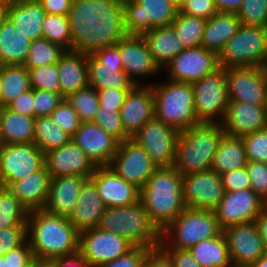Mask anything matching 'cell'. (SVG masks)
I'll return each mask as SVG.
<instances>
[{"mask_svg":"<svg viewBox=\"0 0 267 267\" xmlns=\"http://www.w3.org/2000/svg\"><path fill=\"white\" fill-rule=\"evenodd\" d=\"M88 179L89 177L78 175L51 178L49 193L42 210L69 218L81 188Z\"/></svg>","mask_w":267,"mask_h":267,"instance_id":"obj_27","label":"cell"},{"mask_svg":"<svg viewBox=\"0 0 267 267\" xmlns=\"http://www.w3.org/2000/svg\"><path fill=\"white\" fill-rule=\"evenodd\" d=\"M31 43L6 16L0 25V66L24 65Z\"/></svg>","mask_w":267,"mask_h":267,"instance_id":"obj_33","label":"cell"},{"mask_svg":"<svg viewBox=\"0 0 267 267\" xmlns=\"http://www.w3.org/2000/svg\"><path fill=\"white\" fill-rule=\"evenodd\" d=\"M105 208L95 184L88 179L82 186L74 209L68 219L76 230L81 233L98 227Z\"/></svg>","mask_w":267,"mask_h":267,"instance_id":"obj_28","label":"cell"},{"mask_svg":"<svg viewBox=\"0 0 267 267\" xmlns=\"http://www.w3.org/2000/svg\"><path fill=\"white\" fill-rule=\"evenodd\" d=\"M44 166V153L34 143L0 145V181L4 187Z\"/></svg>","mask_w":267,"mask_h":267,"instance_id":"obj_12","label":"cell"},{"mask_svg":"<svg viewBox=\"0 0 267 267\" xmlns=\"http://www.w3.org/2000/svg\"><path fill=\"white\" fill-rule=\"evenodd\" d=\"M254 223L267 252V204L263 206Z\"/></svg>","mask_w":267,"mask_h":267,"instance_id":"obj_63","label":"cell"},{"mask_svg":"<svg viewBox=\"0 0 267 267\" xmlns=\"http://www.w3.org/2000/svg\"><path fill=\"white\" fill-rule=\"evenodd\" d=\"M112 1L117 2V3L121 4V5H124V4H126L127 2H129L131 0H112Z\"/></svg>","mask_w":267,"mask_h":267,"instance_id":"obj_69","label":"cell"},{"mask_svg":"<svg viewBox=\"0 0 267 267\" xmlns=\"http://www.w3.org/2000/svg\"><path fill=\"white\" fill-rule=\"evenodd\" d=\"M30 267H57V261L56 259L34 257Z\"/></svg>","mask_w":267,"mask_h":267,"instance_id":"obj_65","label":"cell"},{"mask_svg":"<svg viewBox=\"0 0 267 267\" xmlns=\"http://www.w3.org/2000/svg\"><path fill=\"white\" fill-rule=\"evenodd\" d=\"M247 161L267 163V128L242 137Z\"/></svg>","mask_w":267,"mask_h":267,"instance_id":"obj_48","label":"cell"},{"mask_svg":"<svg viewBox=\"0 0 267 267\" xmlns=\"http://www.w3.org/2000/svg\"><path fill=\"white\" fill-rule=\"evenodd\" d=\"M180 132L155 117L147 122L131 139L143 147L158 167H172Z\"/></svg>","mask_w":267,"mask_h":267,"instance_id":"obj_11","label":"cell"},{"mask_svg":"<svg viewBox=\"0 0 267 267\" xmlns=\"http://www.w3.org/2000/svg\"><path fill=\"white\" fill-rule=\"evenodd\" d=\"M152 86L135 84L121 107L120 115L124 131L132 137L147 122L154 118Z\"/></svg>","mask_w":267,"mask_h":267,"instance_id":"obj_25","label":"cell"},{"mask_svg":"<svg viewBox=\"0 0 267 267\" xmlns=\"http://www.w3.org/2000/svg\"><path fill=\"white\" fill-rule=\"evenodd\" d=\"M178 10L168 0H131L123 5L127 35L142 36L153 28L171 26Z\"/></svg>","mask_w":267,"mask_h":267,"instance_id":"obj_10","label":"cell"},{"mask_svg":"<svg viewBox=\"0 0 267 267\" xmlns=\"http://www.w3.org/2000/svg\"><path fill=\"white\" fill-rule=\"evenodd\" d=\"M49 116L59 128L71 137L75 134L81 123L77 112L72 108L66 98L63 99Z\"/></svg>","mask_w":267,"mask_h":267,"instance_id":"obj_49","label":"cell"},{"mask_svg":"<svg viewBox=\"0 0 267 267\" xmlns=\"http://www.w3.org/2000/svg\"><path fill=\"white\" fill-rule=\"evenodd\" d=\"M26 223L27 239L35 258L55 259L79 251V232L67 217L32 210Z\"/></svg>","mask_w":267,"mask_h":267,"instance_id":"obj_2","label":"cell"},{"mask_svg":"<svg viewBox=\"0 0 267 267\" xmlns=\"http://www.w3.org/2000/svg\"><path fill=\"white\" fill-rule=\"evenodd\" d=\"M154 96V117L179 132L199 124L195 116L191 83L167 81L151 85Z\"/></svg>","mask_w":267,"mask_h":267,"instance_id":"obj_6","label":"cell"},{"mask_svg":"<svg viewBox=\"0 0 267 267\" xmlns=\"http://www.w3.org/2000/svg\"><path fill=\"white\" fill-rule=\"evenodd\" d=\"M71 141V136L59 128L50 116L35 117L33 143L45 154Z\"/></svg>","mask_w":267,"mask_h":267,"instance_id":"obj_39","label":"cell"},{"mask_svg":"<svg viewBox=\"0 0 267 267\" xmlns=\"http://www.w3.org/2000/svg\"><path fill=\"white\" fill-rule=\"evenodd\" d=\"M129 91L130 89H97L99 105L104 106V108L120 111Z\"/></svg>","mask_w":267,"mask_h":267,"instance_id":"obj_57","label":"cell"},{"mask_svg":"<svg viewBox=\"0 0 267 267\" xmlns=\"http://www.w3.org/2000/svg\"><path fill=\"white\" fill-rule=\"evenodd\" d=\"M45 168L51 178L78 175L91 177L96 165L72 140L44 154Z\"/></svg>","mask_w":267,"mask_h":267,"instance_id":"obj_22","label":"cell"},{"mask_svg":"<svg viewBox=\"0 0 267 267\" xmlns=\"http://www.w3.org/2000/svg\"><path fill=\"white\" fill-rule=\"evenodd\" d=\"M165 66L171 81L191 84L220 68L218 54L201 46L184 49Z\"/></svg>","mask_w":267,"mask_h":267,"instance_id":"obj_18","label":"cell"},{"mask_svg":"<svg viewBox=\"0 0 267 267\" xmlns=\"http://www.w3.org/2000/svg\"><path fill=\"white\" fill-rule=\"evenodd\" d=\"M46 12L36 0H9L6 16L31 41L43 38Z\"/></svg>","mask_w":267,"mask_h":267,"instance_id":"obj_29","label":"cell"},{"mask_svg":"<svg viewBox=\"0 0 267 267\" xmlns=\"http://www.w3.org/2000/svg\"><path fill=\"white\" fill-rule=\"evenodd\" d=\"M240 26L241 22L236 13L218 12L206 20L201 47L219 55Z\"/></svg>","mask_w":267,"mask_h":267,"instance_id":"obj_32","label":"cell"},{"mask_svg":"<svg viewBox=\"0 0 267 267\" xmlns=\"http://www.w3.org/2000/svg\"><path fill=\"white\" fill-rule=\"evenodd\" d=\"M89 179L105 207L128 206L140 201V188L118 176L110 166H97Z\"/></svg>","mask_w":267,"mask_h":267,"instance_id":"obj_21","label":"cell"},{"mask_svg":"<svg viewBox=\"0 0 267 267\" xmlns=\"http://www.w3.org/2000/svg\"><path fill=\"white\" fill-rule=\"evenodd\" d=\"M29 211L8 187L0 190V229L27 225Z\"/></svg>","mask_w":267,"mask_h":267,"instance_id":"obj_40","label":"cell"},{"mask_svg":"<svg viewBox=\"0 0 267 267\" xmlns=\"http://www.w3.org/2000/svg\"><path fill=\"white\" fill-rule=\"evenodd\" d=\"M140 201L151 221L163 231L186 208L182 174L174 167H160L140 189Z\"/></svg>","mask_w":267,"mask_h":267,"instance_id":"obj_3","label":"cell"},{"mask_svg":"<svg viewBox=\"0 0 267 267\" xmlns=\"http://www.w3.org/2000/svg\"><path fill=\"white\" fill-rule=\"evenodd\" d=\"M179 11L206 20L218 13L214 0H185Z\"/></svg>","mask_w":267,"mask_h":267,"instance_id":"obj_55","label":"cell"},{"mask_svg":"<svg viewBox=\"0 0 267 267\" xmlns=\"http://www.w3.org/2000/svg\"><path fill=\"white\" fill-rule=\"evenodd\" d=\"M222 68L263 66L267 58V27L243 25L220 52Z\"/></svg>","mask_w":267,"mask_h":267,"instance_id":"obj_8","label":"cell"},{"mask_svg":"<svg viewBox=\"0 0 267 267\" xmlns=\"http://www.w3.org/2000/svg\"><path fill=\"white\" fill-rule=\"evenodd\" d=\"M68 19L75 52L92 54L127 36L123 5L112 0H73Z\"/></svg>","mask_w":267,"mask_h":267,"instance_id":"obj_1","label":"cell"},{"mask_svg":"<svg viewBox=\"0 0 267 267\" xmlns=\"http://www.w3.org/2000/svg\"><path fill=\"white\" fill-rule=\"evenodd\" d=\"M226 77L229 101L265 106L267 76L263 66L228 68Z\"/></svg>","mask_w":267,"mask_h":267,"instance_id":"obj_17","label":"cell"},{"mask_svg":"<svg viewBox=\"0 0 267 267\" xmlns=\"http://www.w3.org/2000/svg\"><path fill=\"white\" fill-rule=\"evenodd\" d=\"M71 140L96 166H109L117 152L119 141L94 122H82Z\"/></svg>","mask_w":267,"mask_h":267,"instance_id":"obj_24","label":"cell"},{"mask_svg":"<svg viewBox=\"0 0 267 267\" xmlns=\"http://www.w3.org/2000/svg\"><path fill=\"white\" fill-rule=\"evenodd\" d=\"M56 64L61 95L64 98L89 86L87 54L65 51Z\"/></svg>","mask_w":267,"mask_h":267,"instance_id":"obj_30","label":"cell"},{"mask_svg":"<svg viewBox=\"0 0 267 267\" xmlns=\"http://www.w3.org/2000/svg\"><path fill=\"white\" fill-rule=\"evenodd\" d=\"M109 166L125 181L142 188L158 168L143 147L131 138L119 142Z\"/></svg>","mask_w":267,"mask_h":267,"instance_id":"obj_16","label":"cell"},{"mask_svg":"<svg viewBox=\"0 0 267 267\" xmlns=\"http://www.w3.org/2000/svg\"><path fill=\"white\" fill-rule=\"evenodd\" d=\"M0 108H1V79H0Z\"/></svg>","mask_w":267,"mask_h":267,"instance_id":"obj_73","label":"cell"},{"mask_svg":"<svg viewBox=\"0 0 267 267\" xmlns=\"http://www.w3.org/2000/svg\"><path fill=\"white\" fill-rule=\"evenodd\" d=\"M206 19L186 15L178 10L171 26L185 49L201 46Z\"/></svg>","mask_w":267,"mask_h":267,"instance_id":"obj_41","label":"cell"},{"mask_svg":"<svg viewBox=\"0 0 267 267\" xmlns=\"http://www.w3.org/2000/svg\"><path fill=\"white\" fill-rule=\"evenodd\" d=\"M35 117L16 113L7 107L0 108L1 145L29 144L34 139Z\"/></svg>","mask_w":267,"mask_h":267,"instance_id":"obj_35","label":"cell"},{"mask_svg":"<svg viewBox=\"0 0 267 267\" xmlns=\"http://www.w3.org/2000/svg\"><path fill=\"white\" fill-rule=\"evenodd\" d=\"M1 107H6L31 88L29 72L24 65H1Z\"/></svg>","mask_w":267,"mask_h":267,"instance_id":"obj_38","label":"cell"},{"mask_svg":"<svg viewBox=\"0 0 267 267\" xmlns=\"http://www.w3.org/2000/svg\"><path fill=\"white\" fill-rule=\"evenodd\" d=\"M222 232L213 211L185 208L161 231L162 239L158 249H189L201 241L217 237Z\"/></svg>","mask_w":267,"mask_h":267,"instance_id":"obj_7","label":"cell"},{"mask_svg":"<svg viewBox=\"0 0 267 267\" xmlns=\"http://www.w3.org/2000/svg\"><path fill=\"white\" fill-rule=\"evenodd\" d=\"M223 233L233 267H248L267 253L254 222L230 226Z\"/></svg>","mask_w":267,"mask_h":267,"instance_id":"obj_20","label":"cell"},{"mask_svg":"<svg viewBox=\"0 0 267 267\" xmlns=\"http://www.w3.org/2000/svg\"><path fill=\"white\" fill-rule=\"evenodd\" d=\"M66 100L77 112L80 122H93L99 107V100L96 89L91 86L79 89L70 94Z\"/></svg>","mask_w":267,"mask_h":267,"instance_id":"obj_44","label":"cell"},{"mask_svg":"<svg viewBox=\"0 0 267 267\" xmlns=\"http://www.w3.org/2000/svg\"><path fill=\"white\" fill-rule=\"evenodd\" d=\"M265 204L251 189L225 191L214 213L223 231L230 226L254 222Z\"/></svg>","mask_w":267,"mask_h":267,"instance_id":"obj_19","label":"cell"},{"mask_svg":"<svg viewBox=\"0 0 267 267\" xmlns=\"http://www.w3.org/2000/svg\"><path fill=\"white\" fill-rule=\"evenodd\" d=\"M263 68H264V70H265V74H266V76H267V58H266V60H265V63H264V65H263Z\"/></svg>","mask_w":267,"mask_h":267,"instance_id":"obj_70","label":"cell"},{"mask_svg":"<svg viewBox=\"0 0 267 267\" xmlns=\"http://www.w3.org/2000/svg\"><path fill=\"white\" fill-rule=\"evenodd\" d=\"M51 177L45 166L26 178L13 182L8 188L28 211L43 208L50 189Z\"/></svg>","mask_w":267,"mask_h":267,"instance_id":"obj_31","label":"cell"},{"mask_svg":"<svg viewBox=\"0 0 267 267\" xmlns=\"http://www.w3.org/2000/svg\"><path fill=\"white\" fill-rule=\"evenodd\" d=\"M93 122L101 127L106 133L115 137L119 142L131 138L124 131L120 111L104 108V106L99 105Z\"/></svg>","mask_w":267,"mask_h":267,"instance_id":"obj_46","label":"cell"},{"mask_svg":"<svg viewBox=\"0 0 267 267\" xmlns=\"http://www.w3.org/2000/svg\"><path fill=\"white\" fill-rule=\"evenodd\" d=\"M2 187H3V183L0 181V190H1Z\"/></svg>","mask_w":267,"mask_h":267,"instance_id":"obj_74","label":"cell"},{"mask_svg":"<svg viewBox=\"0 0 267 267\" xmlns=\"http://www.w3.org/2000/svg\"><path fill=\"white\" fill-rule=\"evenodd\" d=\"M59 93L42 89H33L34 117L49 116L63 101Z\"/></svg>","mask_w":267,"mask_h":267,"instance_id":"obj_50","label":"cell"},{"mask_svg":"<svg viewBox=\"0 0 267 267\" xmlns=\"http://www.w3.org/2000/svg\"><path fill=\"white\" fill-rule=\"evenodd\" d=\"M218 12L238 13L241 9L243 0H214Z\"/></svg>","mask_w":267,"mask_h":267,"instance_id":"obj_64","label":"cell"},{"mask_svg":"<svg viewBox=\"0 0 267 267\" xmlns=\"http://www.w3.org/2000/svg\"><path fill=\"white\" fill-rule=\"evenodd\" d=\"M142 37L160 68L169 64L185 49L172 26L153 28Z\"/></svg>","mask_w":267,"mask_h":267,"instance_id":"obj_34","label":"cell"},{"mask_svg":"<svg viewBox=\"0 0 267 267\" xmlns=\"http://www.w3.org/2000/svg\"><path fill=\"white\" fill-rule=\"evenodd\" d=\"M153 249L135 246L127 254L97 267H144L148 254Z\"/></svg>","mask_w":267,"mask_h":267,"instance_id":"obj_54","label":"cell"},{"mask_svg":"<svg viewBox=\"0 0 267 267\" xmlns=\"http://www.w3.org/2000/svg\"><path fill=\"white\" fill-rule=\"evenodd\" d=\"M33 259L27 239L22 245L0 256V267H30Z\"/></svg>","mask_w":267,"mask_h":267,"instance_id":"obj_52","label":"cell"},{"mask_svg":"<svg viewBox=\"0 0 267 267\" xmlns=\"http://www.w3.org/2000/svg\"><path fill=\"white\" fill-rule=\"evenodd\" d=\"M224 134L221 123L206 122L180 132L173 166L182 175L210 170Z\"/></svg>","mask_w":267,"mask_h":267,"instance_id":"obj_4","label":"cell"},{"mask_svg":"<svg viewBox=\"0 0 267 267\" xmlns=\"http://www.w3.org/2000/svg\"><path fill=\"white\" fill-rule=\"evenodd\" d=\"M115 45L119 48L122 70L135 84H140L137 77L161 71L142 36L127 35Z\"/></svg>","mask_w":267,"mask_h":267,"instance_id":"obj_23","label":"cell"},{"mask_svg":"<svg viewBox=\"0 0 267 267\" xmlns=\"http://www.w3.org/2000/svg\"><path fill=\"white\" fill-rule=\"evenodd\" d=\"M55 259L57 261V267H89L87 260L79 251Z\"/></svg>","mask_w":267,"mask_h":267,"instance_id":"obj_61","label":"cell"},{"mask_svg":"<svg viewBox=\"0 0 267 267\" xmlns=\"http://www.w3.org/2000/svg\"><path fill=\"white\" fill-rule=\"evenodd\" d=\"M224 193L221 175L211 169L182 175V195L186 208L214 212Z\"/></svg>","mask_w":267,"mask_h":267,"instance_id":"obj_15","label":"cell"},{"mask_svg":"<svg viewBox=\"0 0 267 267\" xmlns=\"http://www.w3.org/2000/svg\"><path fill=\"white\" fill-rule=\"evenodd\" d=\"M42 27L43 38L61 46L66 51H72L68 16L46 14Z\"/></svg>","mask_w":267,"mask_h":267,"instance_id":"obj_43","label":"cell"},{"mask_svg":"<svg viewBox=\"0 0 267 267\" xmlns=\"http://www.w3.org/2000/svg\"><path fill=\"white\" fill-rule=\"evenodd\" d=\"M65 51L61 46L51 43L45 38L37 39L31 43L24 67L30 69L43 65L56 64Z\"/></svg>","mask_w":267,"mask_h":267,"instance_id":"obj_42","label":"cell"},{"mask_svg":"<svg viewBox=\"0 0 267 267\" xmlns=\"http://www.w3.org/2000/svg\"><path fill=\"white\" fill-rule=\"evenodd\" d=\"M8 4H0V25L2 20L6 17V9Z\"/></svg>","mask_w":267,"mask_h":267,"instance_id":"obj_67","label":"cell"},{"mask_svg":"<svg viewBox=\"0 0 267 267\" xmlns=\"http://www.w3.org/2000/svg\"><path fill=\"white\" fill-rule=\"evenodd\" d=\"M98 228L127 238L135 246L158 249L161 231L138 201L128 206L106 207Z\"/></svg>","mask_w":267,"mask_h":267,"instance_id":"obj_5","label":"cell"},{"mask_svg":"<svg viewBox=\"0 0 267 267\" xmlns=\"http://www.w3.org/2000/svg\"><path fill=\"white\" fill-rule=\"evenodd\" d=\"M33 88L28 89L6 107L16 113L34 117Z\"/></svg>","mask_w":267,"mask_h":267,"instance_id":"obj_59","label":"cell"},{"mask_svg":"<svg viewBox=\"0 0 267 267\" xmlns=\"http://www.w3.org/2000/svg\"><path fill=\"white\" fill-rule=\"evenodd\" d=\"M135 245L127 238L97 228L79 233V252L89 267H97L127 254Z\"/></svg>","mask_w":267,"mask_h":267,"instance_id":"obj_13","label":"cell"},{"mask_svg":"<svg viewBox=\"0 0 267 267\" xmlns=\"http://www.w3.org/2000/svg\"><path fill=\"white\" fill-rule=\"evenodd\" d=\"M89 86L97 89H131L135 83L122 70L116 45L88 54Z\"/></svg>","mask_w":267,"mask_h":267,"instance_id":"obj_14","label":"cell"},{"mask_svg":"<svg viewBox=\"0 0 267 267\" xmlns=\"http://www.w3.org/2000/svg\"><path fill=\"white\" fill-rule=\"evenodd\" d=\"M173 267H201L188 249H159Z\"/></svg>","mask_w":267,"mask_h":267,"instance_id":"obj_58","label":"cell"},{"mask_svg":"<svg viewBox=\"0 0 267 267\" xmlns=\"http://www.w3.org/2000/svg\"><path fill=\"white\" fill-rule=\"evenodd\" d=\"M47 14L68 16L73 0H36Z\"/></svg>","mask_w":267,"mask_h":267,"instance_id":"obj_60","label":"cell"},{"mask_svg":"<svg viewBox=\"0 0 267 267\" xmlns=\"http://www.w3.org/2000/svg\"><path fill=\"white\" fill-rule=\"evenodd\" d=\"M248 267H267V253L261 256L254 263L250 264Z\"/></svg>","mask_w":267,"mask_h":267,"instance_id":"obj_66","label":"cell"},{"mask_svg":"<svg viewBox=\"0 0 267 267\" xmlns=\"http://www.w3.org/2000/svg\"><path fill=\"white\" fill-rule=\"evenodd\" d=\"M192 87L198 121L221 123L229 104L226 69L220 67L202 80L194 82Z\"/></svg>","mask_w":267,"mask_h":267,"instance_id":"obj_9","label":"cell"},{"mask_svg":"<svg viewBox=\"0 0 267 267\" xmlns=\"http://www.w3.org/2000/svg\"><path fill=\"white\" fill-rule=\"evenodd\" d=\"M264 108H265V111H266V118H267V98H266V101H265V106H264Z\"/></svg>","mask_w":267,"mask_h":267,"instance_id":"obj_72","label":"cell"},{"mask_svg":"<svg viewBox=\"0 0 267 267\" xmlns=\"http://www.w3.org/2000/svg\"><path fill=\"white\" fill-rule=\"evenodd\" d=\"M242 137L224 134L213 158L211 170L218 174L238 170L247 165Z\"/></svg>","mask_w":267,"mask_h":267,"instance_id":"obj_36","label":"cell"},{"mask_svg":"<svg viewBox=\"0 0 267 267\" xmlns=\"http://www.w3.org/2000/svg\"><path fill=\"white\" fill-rule=\"evenodd\" d=\"M221 125L225 134L238 137L263 130L267 128L265 108L247 102L229 101Z\"/></svg>","mask_w":267,"mask_h":267,"instance_id":"obj_26","label":"cell"},{"mask_svg":"<svg viewBox=\"0 0 267 267\" xmlns=\"http://www.w3.org/2000/svg\"><path fill=\"white\" fill-rule=\"evenodd\" d=\"M188 250L201 267H233L223 232L217 237L193 245Z\"/></svg>","mask_w":267,"mask_h":267,"instance_id":"obj_37","label":"cell"},{"mask_svg":"<svg viewBox=\"0 0 267 267\" xmlns=\"http://www.w3.org/2000/svg\"><path fill=\"white\" fill-rule=\"evenodd\" d=\"M28 72L31 88L61 94L57 64L30 68Z\"/></svg>","mask_w":267,"mask_h":267,"instance_id":"obj_45","label":"cell"},{"mask_svg":"<svg viewBox=\"0 0 267 267\" xmlns=\"http://www.w3.org/2000/svg\"><path fill=\"white\" fill-rule=\"evenodd\" d=\"M168 1H170L174 6H176L179 9L185 0H168Z\"/></svg>","mask_w":267,"mask_h":267,"instance_id":"obj_68","label":"cell"},{"mask_svg":"<svg viewBox=\"0 0 267 267\" xmlns=\"http://www.w3.org/2000/svg\"><path fill=\"white\" fill-rule=\"evenodd\" d=\"M27 237V225L0 229V256L22 245Z\"/></svg>","mask_w":267,"mask_h":267,"instance_id":"obj_53","label":"cell"},{"mask_svg":"<svg viewBox=\"0 0 267 267\" xmlns=\"http://www.w3.org/2000/svg\"><path fill=\"white\" fill-rule=\"evenodd\" d=\"M237 16L243 25L267 27V0H243Z\"/></svg>","mask_w":267,"mask_h":267,"instance_id":"obj_47","label":"cell"},{"mask_svg":"<svg viewBox=\"0 0 267 267\" xmlns=\"http://www.w3.org/2000/svg\"><path fill=\"white\" fill-rule=\"evenodd\" d=\"M251 190L267 204V163L247 162Z\"/></svg>","mask_w":267,"mask_h":267,"instance_id":"obj_51","label":"cell"},{"mask_svg":"<svg viewBox=\"0 0 267 267\" xmlns=\"http://www.w3.org/2000/svg\"><path fill=\"white\" fill-rule=\"evenodd\" d=\"M144 267H173V265L159 249H154L148 254Z\"/></svg>","mask_w":267,"mask_h":267,"instance_id":"obj_62","label":"cell"},{"mask_svg":"<svg viewBox=\"0 0 267 267\" xmlns=\"http://www.w3.org/2000/svg\"><path fill=\"white\" fill-rule=\"evenodd\" d=\"M9 0H0V4H8Z\"/></svg>","mask_w":267,"mask_h":267,"instance_id":"obj_71","label":"cell"},{"mask_svg":"<svg viewBox=\"0 0 267 267\" xmlns=\"http://www.w3.org/2000/svg\"><path fill=\"white\" fill-rule=\"evenodd\" d=\"M224 190L234 192L237 190L251 189V182L247 167L221 174Z\"/></svg>","mask_w":267,"mask_h":267,"instance_id":"obj_56","label":"cell"}]
</instances>
